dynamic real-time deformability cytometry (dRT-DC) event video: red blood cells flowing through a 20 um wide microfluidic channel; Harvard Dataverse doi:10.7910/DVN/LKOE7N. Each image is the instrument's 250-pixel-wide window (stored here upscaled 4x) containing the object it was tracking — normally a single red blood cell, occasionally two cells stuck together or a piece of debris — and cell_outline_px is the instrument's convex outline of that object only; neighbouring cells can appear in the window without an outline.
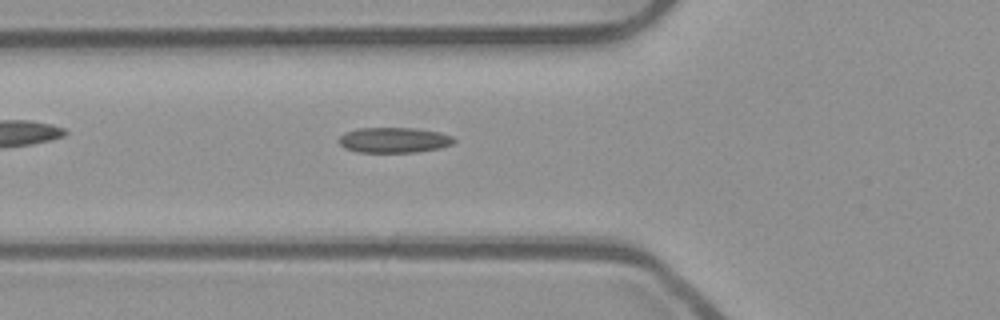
{"species": "common noctule bat (a hibernating species)", "species_latin": "Nyctalus noctula", "temperature_condition": "room temperature", "stored_images_in_passage": 39, "camera_frame_rate_fps": 3000, "um_per_image_px": 0.085, "animal": {"sex": "male", "body_mass_g": 23.1, "forearm_length_mm": 52.7}, "frame": {"image": 1, "passage_image": 7, "time_ms": 2.0, "image_size_px": [1000, 320], "cell_outline_px": [[456, 140], [452, 144], [440, 148], [416, 152], [356, 152], [344, 148], [336, 140], [344, 132], [360, 128], [412, 128], [440, 132], [452, 136]], "centroid_in_image_um": [33.45, 11.91], "position_along_channel_um": 92.3, "area_um2": 17.11}}
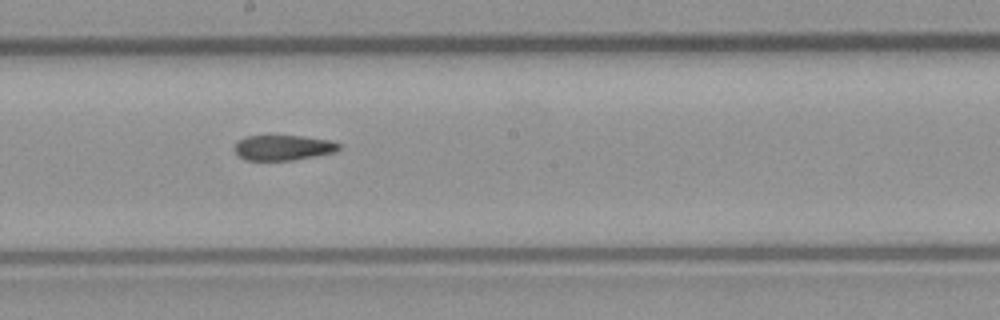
{"frame": {"image": 2, "passage_image": 17, "time_ms": 5.333, "image_size_px": [1000, 320], "cell_outline_px": [[340, 148], [336, 152], [316, 156], [292, 160], [244, 160], [232, 148], [240, 140], [248, 136], [300, 136], [328, 140], [340, 144]], "centroid_in_image_um": [24.07, 12.56], "position_along_channel_um": 224.1, "area_um2": 15.2}}
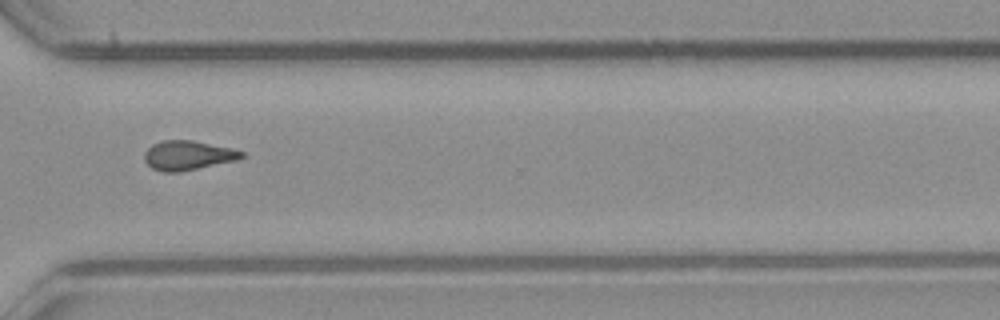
{"frame": {"image": 3, "passage_image": 27, "time_ms": 8.667, "image_size_px": [1000, 320], "cell_outline_px": [[244, 156], [236, 160], [180, 172], [164, 172], [152, 168], [144, 160], [144, 152], [152, 144], [164, 140], [192, 140], [232, 148], [244, 152]], "centroid_in_image_um": [15.95, 13.2], "position_along_channel_um": 354.6, "area_um2": 16.59}}